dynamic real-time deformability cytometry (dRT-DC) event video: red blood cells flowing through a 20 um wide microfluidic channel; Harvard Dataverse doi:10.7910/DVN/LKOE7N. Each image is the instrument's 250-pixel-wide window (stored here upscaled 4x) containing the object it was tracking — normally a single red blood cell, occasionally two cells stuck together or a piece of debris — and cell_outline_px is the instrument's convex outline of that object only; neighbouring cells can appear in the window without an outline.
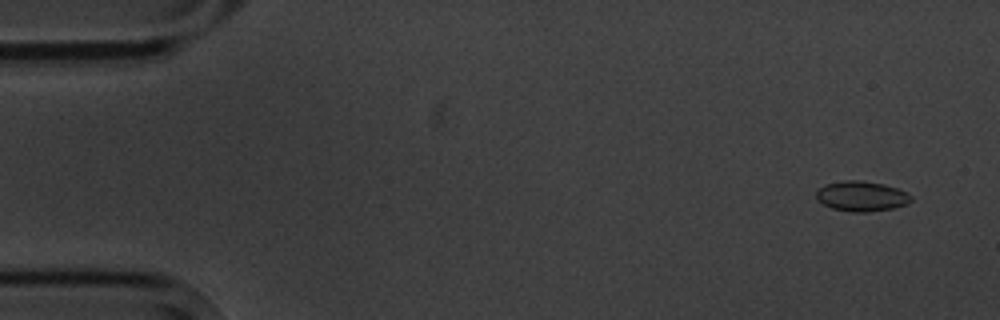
{"species": "common noctule bat (a hibernating species)", "species_latin": "Nyctalus noctula", "temperature_condition": "cold", "stored_images_in_passage": 4, "camera_frame_rate_fps": 3000, "um_per_image_px": 0.085, "animal": {"sex": "male", "body_mass_g": 20.1, "forearm_length_mm": 53.5}, "frame": {"image": 1, "passage_image": 1, "time_ms": 0.0, "image_size_px": [1000, 320], "cell_outline_px": [[912, 200], [908, 204], [892, 208], [864, 212], [852, 212], [832, 208], [816, 200], [816, 192], [824, 184], [844, 180], [860, 180], [884, 184], [896, 188], [912, 196]], "centroid_in_image_um": [73.21, 16.67], "position_along_channel_um": 11.8, "area_um2": 16.59}}
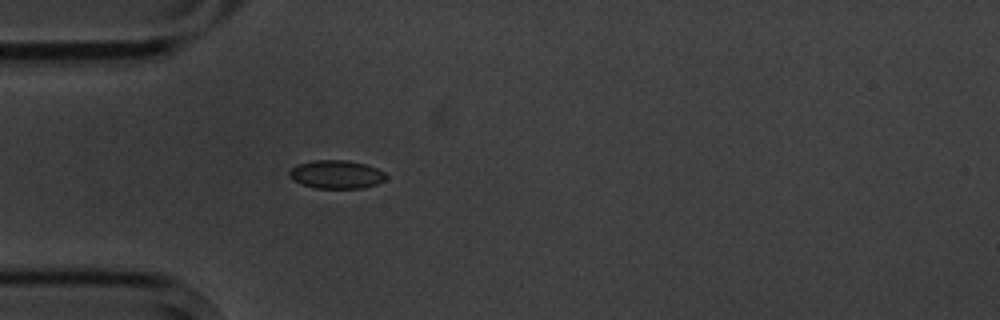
{"frame": {"image": 2, "passage_image": 4, "time_ms": 4.333, "image_size_px": [1000, 320], "cell_outline_px": [[388, 176], [384, 180], [376, 184], [360, 188], [316, 188], [300, 184], [292, 180], [288, 176], [288, 172], [296, 164], [316, 160], [348, 160], [364, 164], [376, 168], [384, 172]], "centroid_in_image_um": [28.55, 14.82], "position_along_channel_um": 56.4, "area_um2": 16.01}}